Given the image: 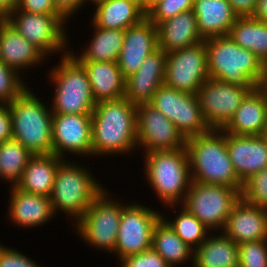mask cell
<instances>
[{"mask_svg": "<svg viewBox=\"0 0 267 267\" xmlns=\"http://www.w3.org/2000/svg\"><path fill=\"white\" fill-rule=\"evenodd\" d=\"M92 118V154L130 152L137 145V105L122 97L97 102Z\"/></svg>", "mask_w": 267, "mask_h": 267, "instance_id": "6da1fadb", "label": "cell"}, {"mask_svg": "<svg viewBox=\"0 0 267 267\" xmlns=\"http://www.w3.org/2000/svg\"><path fill=\"white\" fill-rule=\"evenodd\" d=\"M185 147L189 158L191 181L225 185L241 192L243 183L235 173L230 160L226 132L222 129H210L206 133L187 138Z\"/></svg>", "mask_w": 267, "mask_h": 267, "instance_id": "7a4b0ae2", "label": "cell"}, {"mask_svg": "<svg viewBox=\"0 0 267 267\" xmlns=\"http://www.w3.org/2000/svg\"><path fill=\"white\" fill-rule=\"evenodd\" d=\"M209 77L243 87H260L267 81V68L251 51L229 36L205 40Z\"/></svg>", "mask_w": 267, "mask_h": 267, "instance_id": "3957f363", "label": "cell"}, {"mask_svg": "<svg viewBox=\"0 0 267 267\" xmlns=\"http://www.w3.org/2000/svg\"><path fill=\"white\" fill-rule=\"evenodd\" d=\"M13 136L33 155L51 154L53 113L26 89L9 104Z\"/></svg>", "mask_w": 267, "mask_h": 267, "instance_id": "277c9868", "label": "cell"}, {"mask_svg": "<svg viewBox=\"0 0 267 267\" xmlns=\"http://www.w3.org/2000/svg\"><path fill=\"white\" fill-rule=\"evenodd\" d=\"M145 159L146 176L157 196L168 206L171 205L170 208H174L182 196L185 200L191 184L186 147L146 152Z\"/></svg>", "mask_w": 267, "mask_h": 267, "instance_id": "5b68a950", "label": "cell"}, {"mask_svg": "<svg viewBox=\"0 0 267 267\" xmlns=\"http://www.w3.org/2000/svg\"><path fill=\"white\" fill-rule=\"evenodd\" d=\"M72 52L63 54L60 66L51 71L55 83L53 114H92L97 104L93 98L84 66Z\"/></svg>", "mask_w": 267, "mask_h": 267, "instance_id": "8992f818", "label": "cell"}, {"mask_svg": "<svg viewBox=\"0 0 267 267\" xmlns=\"http://www.w3.org/2000/svg\"><path fill=\"white\" fill-rule=\"evenodd\" d=\"M93 176L73 163L61 161L50 195L53 213L58 209L80 220L92 202L105 190Z\"/></svg>", "mask_w": 267, "mask_h": 267, "instance_id": "52a82bcc", "label": "cell"}, {"mask_svg": "<svg viewBox=\"0 0 267 267\" xmlns=\"http://www.w3.org/2000/svg\"><path fill=\"white\" fill-rule=\"evenodd\" d=\"M240 198V191L236 188L191 181L182 204L209 230L224 229L233 206Z\"/></svg>", "mask_w": 267, "mask_h": 267, "instance_id": "ba28073f", "label": "cell"}, {"mask_svg": "<svg viewBox=\"0 0 267 267\" xmlns=\"http://www.w3.org/2000/svg\"><path fill=\"white\" fill-rule=\"evenodd\" d=\"M149 104L173 122L185 139L210 130L201 113L196 94L179 91L163 84Z\"/></svg>", "mask_w": 267, "mask_h": 267, "instance_id": "9c48e42d", "label": "cell"}, {"mask_svg": "<svg viewBox=\"0 0 267 267\" xmlns=\"http://www.w3.org/2000/svg\"><path fill=\"white\" fill-rule=\"evenodd\" d=\"M107 193L103 191L92 202L83 217L77 221L76 228L86 242L114 252L122 210L126 205L122 206L107 198Z\"/></svg>", "mask_w": 267, "mask_h": 267, "instance_id": "30bf717a", "label": "cell"}, {"mask_svg": "<svg viewBox=\"0 0 267 267\" xmlns=\"http://www.w3.org/2000/svg\"><path fill=\"white\" fill-rule=\"evenodd\" d=\"M3 19L45 56L65 47L62 27L67 19L61 14H35L15 8Z\"/></svg>", "mask_w": 267, "mask_h": 267, "instance_id": "8fae6325", "label": "cell"}, {"mask_svg": "<svg viewBox=\"0 0 267 267\" xmlns=\"http://www.w3.org/2000/svg\"><path fill=\"white\" fill-rule=\"evenodd\" d=\"M209 78L205 40L167 53L164 85L196 94Z\"/></svg>", "mask_w": 267, "mask_h": 267, "instance_id": "7c38bea8", "label": "cell"}, {"mask_svg": "<svg viewBox=\"0 0 267 267\" xmlns=\"http://www.w3.org/2000/svg\"><path fill=\"white\" fill-rule=\"evenodd\" d=\"M255 88L230 84L209 77L196 95L201 113L210 129H222L244 98Z\"/></svg>", "mask_w": 267, "mask_h": 267, "instance_id": "4fadbf2b", "label": "cell"}, {"mask_svg": "<svg viewBox=\"0 0 267 267\" xmlns=\"http://www.w3.org/2000/svg\"><path fill=\"white\" fill-rule=\"evenodd\" d=\"M161 217L159 212L136 203L123 208L114 250L120 260L152 247L153 230Z\"/></svg>", "mask_w": 267, "mask_h": 267, "instance_id": "5bb4252c", "label": "cell"}, {"mask_svg": "<svg viewBox=\"0 0 267 267\" xmlns=\"http://www.w3.org/2000/svg\"><path fill=\"white\" fill-rule=\"evenodd\" d=\"M137 144L146 152L177 150L186 139L173 122L149 103L137 105Z\"/></svg>", "mask_w": 267, "mask_h": 267, "instance_id": "9a60e30c", "label": "cell"}, {"mask_svg": "<svg viewBox=\"0 0 267 267\" xmlns=\"http://www.w3.org/2000/svg\"><path fill=\"white\" fill-rule=\"evenodd\" d=\"M91 114H53V154L63 159V152L92 155Z\"/></svg>", "mask_w": 267, "mask_h": 267, "instance_id": "2e32d148", "label": "cell"}, {"mask_svg": "<svg viewBox=\"0 0 267 267\" xmlns=\"http://www.w3.org/2000/svg\"><path fill=\"white\" fill-rule=\"evenodd\" d=\"M158 49L157 26L147 17L125 30L124 42L117 59L126 79L137 72L148 55Z\"/></svg>", "mask_w": 267, "mask_h": 267, "instance_id": "e0dca14e", "label": "cell"}, {"mask_svg": "<svg viewBox=\"0 0 267 267\" xmlns=\"http://www.w3.org/2000/svg\"><path fill=\"white\" fill-rule=\"evenodd\" d=\"M226 144L235 173L242 183L267 168V140L263 135L226 133Z\"/></svg>", "mask_w": 267, "mask_h": 267, "instance_id": "ac0fdd59", "label": "cell"}, {"mask_svg": "<svg viewBox=\"0 0 267 267\" xmlns=\"http://www.w3.org/2000/svg\"><path fill=\"white\" fill-rule=\"evenodd\" d=\"M223 233L237 244L267 239V209L240 198L228 216Z\"/></svg>", "mask_w": 267, "mask_h": 267, "instance_id": "d6986e66", "label": "cell"}, {"mask_svg": "<svg viewBox=\"0 0 267 267\" xmlns=\"http://www.w3.org/2000/svg\"><path fill=\"white\" fill-rule=\"evenodd\" d=\"M267 124V93L260 86L253 89L242 101L229 122L222 128L233 135L260 136Z\"/></svg>", "mask_w": 267, "mask_h": 267, "instance_id": "ffe728a7", "label": "cell"}, {"mask_svg": "<svg viewBox=\"0 0 267 267\" xmlns=\"http://www.w3.org/2000/svg\"><path fill=\"white\" fill-rule=\"evenodd\" d=\"M158 48L164 52L190 47L204 41L193 10L184 11L157 25Z\"/></svg>", "mask_w": 267, "mask_h": 267, "instance_id": "44dd1931", "label": "cell"}, {"mask_svg": "<svg viewBox=\"0 0 267 267\" xmlns=\"http://www.w3.org/2000/svg\"><path fill=\"white\" fill-rule=\"evenodd\" d=\"M193 12L203 40L228 35L238 18L228 0H194Z\"/></svg>", "mask_w": 267, "mask_h": 267, "instance_id": "7402d4cb", "label": "cell"}, {"mask_svg": "<svg viewBox=\"0 0 267 267\" xmlns=\"http://www.w3.org/2000/svg\"><path fill=\"white\" fill-rule=\"evenodd\" d=\"M44 54L20 35L3 18H0V60L19 71L30 65L39 64Z\"/></svg>", "mask_w": 267, "mask_h": 267, "instance_id": "603a6c76", "label": "cell"}, {"mask_svg": "<svg viewBox=\"0 0 267 267\" xmlns=\"http://www.w3.org/2000/svg\"><path fill=\"white\" fill-rule=\"evenodd\" d=\"M86 69L96 103L124 97L125 78L115 61H79Z\"/></svg>", "mask_w": 267, "mask_h": 267, "instance_id": "cb8c5ba5", "label": "cell"}, {"mask_svg": "<svg viewBox=\"0 0 267 267\" xmlns=\"http://www.w3.org/2000/svg\"><path fill=\"white\" fill-rule=\"evenodd\" d=\"M10 193L9 216L16 225L38 226L47 222L50 217L52 219L54 213L50 197L27 193L15 186Z\"/></svg>", "mask_w": 267, "mask_h": 267, "instance_id": "d4e9b609", "label": "cell"}, {"mask_svg": "<svg viewBox=\"0 0 267 267\" xmlns=\"http://www.w3.org/2000/svg\"><path fill=\"white\" fill-rule=\"evenodd\" d=\"M62 160L53 153L33 155L15 187L27 193L50 197L57 167Z\"/></svg>", "mask_w": 267, "mask_h": 267, "instance_id": "484cf974", "label": "cell"}, {"mask_svg": "<svg viewBox=\"0 0 267 267\" xmlns=\"http://www.w3.org/2000/svg\"><path fill=\"white\" fill-rule=\"evenodd\" d=\"M94 4L97 9L92 23L102 29L126 30L147 17L141 7L129 0H100Z\"/></svg>", "mask_w": 267, "mask_h": 267, "instance_id": "4316f807", "label": "cell"}, {"mask_svg": "<svg viewBox=\"0 0 267 267\" xmlns=\"http://www.w3.org/2000/svg\"><path fill=\"white\" fill-rule=\"evenodd\" d=\"M193 267H233L238 264V244L224 233L208 237L193 253Z\"/></svg>", "mask_w": 267, "mask_h": 267, "instance_id": "83f0119b", "label": "cell"}, {"mask_svg": "<svg viewBox=\"0 0 267 267\" xmlns=\"http://www.w3.org/2000/svg\"><path fill=\"white\" fill-rule=\"evenodd\" d=\"M228 35L240 47L255 54L267 68V24L252 16L238 17Z\"/></svg>", "mask_w": 267, "mask_h": 267, "instance_id": "f1b7e54d", "label": "cell"}, {"mask_svg": "<svg viewBox=\"0 0 267 267\" xmlns=\"http://www.w3.org/2000/svg\"><path fill=\"white\" fill-rule=\"evenodd\" d=\"M152 248L162 256L171 267L177 264L179 265L187 259L189 260V257L194 253V249L189 247L176 234L166 222L163 215L154 227Z\"/></svg>", "mask_w": 267, "mask_h": 267, "instance_id": "f546056e", "label": "cell"}, {"mask_svg": "<svg viewBox=\"0 0 267 267\" xmlns=\"http://www.w3.org/2000/svg\"><path fill=\"white\" fill-rule=\"evenodd\" d=\"M95 34L91 40L90 46L85 52L78 56H74L78 61H115L119 57L122 49L125 30L119 29H102L94 26Z\"/></svg>", "mask_w": 267, "mask_h": 267, "instance_id": "4dcf8cb0", "label": "cell"}, {"mask_svg": "<svg viewBox=\"0 0 267 267\" xmlns=\"http://www.w3.org/2000/svg\"><path fill=\"white\" fill-rule=\"evenodd\" d=\"M33 154L19 141L11 138L0 144V178L13 182L16 186L23 170Z\"/></svg>", "mask_w": 267, "mask_h": 267, "instance_id": "1f68e13d", "label": "cell"}, {"mask_svg": "<svg viewBox=\"0 0 267 267\" xmlns=\"http://www.w3.org/2000/svg\"><path fill=\"white\" fill-rule=\"evenodd\" d=\"M182 208V212L174 221L166 222L189 247L193 249L195 246L196 249L207 239L206 232L209 229L186 208Z\"/></svg>", "mask_w": 267, "mask_h": 267, "instance_id": "d6a6232c", "label": "cell"}, {"mask_svg": "<svg viewBox=\"0 0 267 267\" xmlns=\"http://www.w3.org/2000/svg\"><path fill=\"white\" fill-rule=\"evenodd\" d=\"M161 85L154 77L134 73L125 79L124 98L135 105L149 103Z\"/></svg>", "mask_w": 267, "mask_h": 267, "instance_id": "836d02e7", "label": "cell"}, {"mask_svg": "<svg viewBox=\"0 0 267 267\" xmlns=\"http://www.w3.org/2000/svg\"><path fill=\"white\" fill-rule=\"evenodd\" d=\"M240 195L246 202L267 209V168L244 181Z\"/></svg>", "mask_w": 267, "mask_h": 267, "instance_id": "e575fe53", "label": "cell"}, {"mask_svg": "<svg viewBox=\"0 0 267 267\" xmlns=\"http://www.w3.org/2000/svg\"><path fill=\"white\" fill-rule=\"evenodd\" d=\"M17 73L0 60V104H10L27 89Z\"/></svg>", "mask_w": 267, "mask_h": 267, "instance_id": "d590c367", "label": "cell"}, {"mask_svg": "<svg viewBox=\"0 0 267 267\" xmlns=\"http://www.w3.org/2000/svg\"><path fill=\"white\" fill-rule=\"evenodd\" d=\"M267 239L238 244V263L243 267H267Z\"/></svg>", "mask_w": 267, "mask_h": 267, "instance_id": "8d00e7d4", "label": "cell"}, {"mask_svg": "<svg viewBox=\"0 0 267 267\" xmlns=\"http://www.w3.org/2000/svg\"><path fill=\"white\" fill-rule=\"evenodd\" d=\"M194 0H162L148 13L147 18L156 26L177 14L193 10Z\"/></svg>", "mask_w": 267, "mask_h": 267, "instance_id": "74e56055", "label": "cell"}, {"mask_svg": "<svg viewBox=\"0 0 267 267\" xmlns=\"http://www.w3.org/2000/svg\"><path fill=\"white\" fill-rule=\"evenodd\" d=\"M166 59L167 53L158 48L147 56L136 73L141 76L154 77L163 85L165 80Z\"/></svg>", "mask_w": 267, "mask_h": 267, "instance_id": "f35d334b", "label": "cell"}, {"mask_svg": "<svg viewBox=\"0 0 267 267\" xmlns=\"http://www.w3.org/2000/svg\"><path fill=\"white\" fill-rule=\"evenodd\" d=\"M120 261H122V267H171L152 247Z\"/></svg>", "mask_w": 267, "mask_h": 267, "instance_id": "ab89813d", "label": "cell"}, {"mask_svg": "<svg viewBox=\"0 0 267 267\" xmlns=\"http://www.w3.org/2000/svg\"><path fill=\"white\" fill-rule=\"evenodd\" d=\"M0 267H38V265L20 252L0 245Z\"/></svg>", "mask_w": 267, "mask_h": 267, "instance_id": "60d3db41", "label": "cell"}, {"mask_svg": "<svg viewBox=\"0 0 267 267\" xmlns=\"http://www.w3.org/2000/svg\"><path fill=\"white\" fill-rule=\"evenodd\" d=\"M17 8L35 14H60L52 0H18Z\"/></svg>", "mask_w": 267, "mask_h": 267, "instance_id": "b9f144b4", "label": "cell"}, {"mask_svg": "<svg viewBox=\"0 0 267 267\" xmlns=\"http://www.w3.org/2000/svg\"><path fill=\"white\" fill-rule=\"evenodd\" d=\"M13 136L9 104H0V144Z\"/></svg>", "mask_w": 267, "mask_h": 267, "instance_id": "7bdbcfd3", "label": "cell"}, {"mask_svg": "<svg viewBox=\"0 0 267 267\" xmlns=\"http://www.w3.org/2000/svg\"><path fill=\"white\" fill-rule=\"evenodd\" d=\"M55 9L66 19L86 2V0H52Z\"/></svg>", "mask_w": 267, "mask_h": 267, "instance_id": "ee69618b", "label": "cell"}, {"mask_svg": "<svg viewBox=\"0 0 267 267\" xmlns=\"http://www.w3.org/2000/svg\"><path fill=\"white\" fill-rule=\"evenodd\" d=\"M238 17L252 16L257 0H228Z\"/></svg>", "mask_w": 267, "mask_h": 267, "instance_id": "f6af8a7d", "label": "cell"}, {"mask_svg": "<svg viewBox=\"0 0 267 267\" xmlns=\"http://www.w3.org/2000/svg\"><path fill=\"white\" fill-rule=\"evenodd\" d=\"M252 17L267 24V0H257Z\"/></svg>", "mask_w": 267, "mask_h": 267, "instance_id": "bcb514c9", "label": "cell"}, {"mask_svg": "<svg viewBox=\"0 0 267 267\" xmlns=\"http://www.w3.org/2000/svg\"><path fill=\"white\" fill-rule=\"evenodd\" d=\"M18 6V0H0V18H4L8 13Z\"/></svg>", "mask_w": 267, "mask_h": 267, "instance_id": "7dc6e473", "label": "cell"}, {"mask_svg": "<svg viewBox=\"0 0 267 267\" xmlns=\"http://www.w3.org/2000/svg\"><path fill=\"white\" fill-rule=\"evenodd\" d=\"M160 1L162 0H145V13L147 14Z\"/></svg>", "mask_w": 267, "mask_h": 267, "instance_id": "c3c4849f", "label": "cell"}, {"mask_svg": "<svg viewBox=\"0 0 267 267\" xmlns=\"http://www.w3.org/2000/svg\"><path fill=\"white\" fill-rule=\"evenodd\" d=\"M134 2L135 4H137L139 7H141L143 9V11L145 12V0H129Z\"/></svg>", "mask_w": 267, "mask_h": 267, "instance_id": "681fc988", "label": "cell"}, {"mask_svg": "<svg viewBox=\"0 0 267 267\" xmlns=\"http://www.w3.org/2000/svg\"><path fill=\"white\" fill-rule=\"evenodd\" d=\"M263 136H264L265 139L267 140V124H266L265 132H264Z\"/></svg>", "mask_w": 267, "mask_h": 267, "instance_id": "f907efd6", "label": "cell"}, {"mask_svg": "<svg viewBox=\"0 0 267 267\" xmlns=\"http://www.w3.org/2000/svg\"><path fill=\"white\" fill-rule=\"evenodd\" d=\"M262 87L265 89L266 93H267V81L264 85H262Z\"/></svg>", "mask_w": 267, "mask_h": 267, "instance_id": "816d5d0a", "label": "cell"}, {"mask_svg": "<svg viewBox=\"0 0 267 267\" xmlns=\"http://www.w3.org/2000/svg\"><path fill=\"white\" fill-rule=\"evenodd\" d=\"M88 1V0H87ZM89 1H92V3H96V2H98V1H100V0H89Z\"/></svg>", "mask_w": 267, "mask_h": 267, "instance_id": "f5cc1de1", "label": "cell"}, {"mask_svg": "<svg viewBox=\"0 0 267 267\" xmlns=\"http://www.w3.org/2000/svg\"><path fill=\"white\" fill-rule=\"evenodd\" d=\"M233 267H243V266H241V265L238 263L236 266H233Z\"/></svg>", "mask_w": 267, "mask_h": 267, "instance_id": "db71d44e", "label": "cell"}]
</instances>
